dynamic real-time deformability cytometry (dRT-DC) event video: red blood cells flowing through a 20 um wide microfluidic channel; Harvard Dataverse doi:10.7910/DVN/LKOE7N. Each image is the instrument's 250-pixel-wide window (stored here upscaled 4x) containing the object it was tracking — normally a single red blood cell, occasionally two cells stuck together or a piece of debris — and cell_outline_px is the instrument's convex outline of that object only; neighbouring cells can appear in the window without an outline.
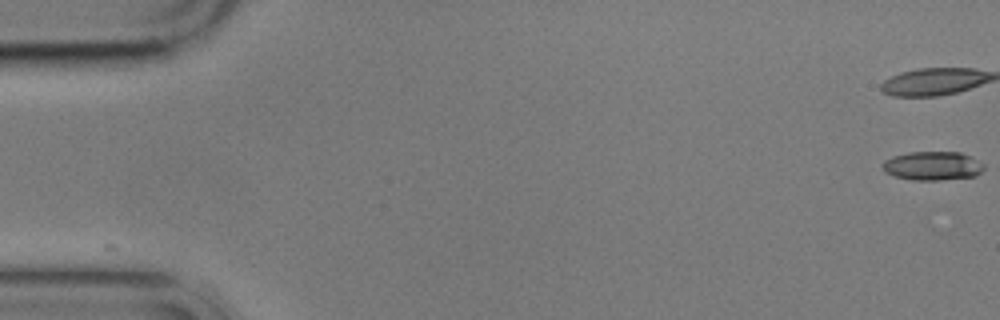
{"species": "common noctule bat (a hibernating species)", "species_latin": "Nyctalus noctula", "temperature_condition": "cold", "stored_images_in_passage": 7, "camera_frame_rate_fps": 3000, "um_per_image_px": 0.085, "animal": {"sex": "male", "body_mass_g": 17.9}, "frame": {"image": 1, "passage_image": 1, "time_ms": 0.0, "image_size_px": [1000, 320], "cell_outline_px": [[984, 168], [976, 176], [940, 180], [912, 180], [896, 176], [884, 172], [880, 164], [884, 160], [892, 156], [912, 152], [960, 152], [984, 164]], "centroid_in_image_um": [79.23, 14.1], "position_along_channel_um": 5.8, "area_um2": 16.99}}